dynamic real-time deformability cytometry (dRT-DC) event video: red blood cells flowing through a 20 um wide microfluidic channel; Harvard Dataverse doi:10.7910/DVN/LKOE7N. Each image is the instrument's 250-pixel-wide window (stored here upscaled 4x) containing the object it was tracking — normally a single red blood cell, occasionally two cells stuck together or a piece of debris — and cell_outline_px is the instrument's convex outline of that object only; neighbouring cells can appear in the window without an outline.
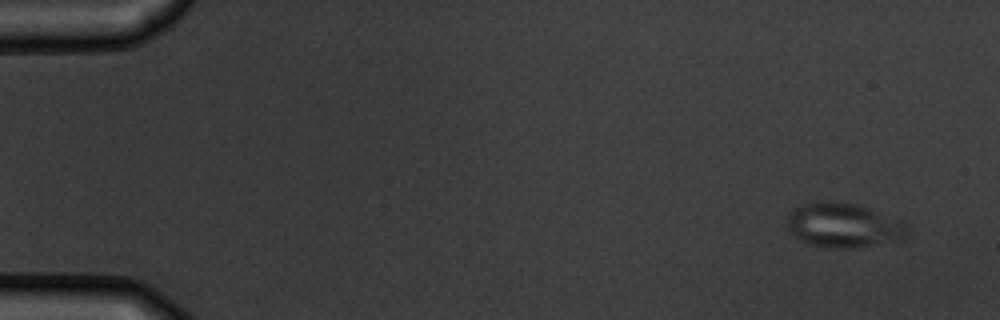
{"species": "common noctule bat (a hibernating species)", "species_latin": "Nyctalus noctula", "temperature_condition": "warm", "stored_images_in_passage": 5, "camera_frame_rate_fps": 3000, "um_per_image_px": 0.085, "animal": {"sex": "male", "body_mass_g": 19.5, "forearm_length_mm": 54.6}, "frame": {"image": 1, "passage_image": 1, "time_ms": 0.0, "image_size_px": [1000, 320], "cell_outline_px": [[908, 240], [860, 248], [840, 248], [812, 244], [800, 240], [788, 228], [788, 216], [796, 208], [804, 204], [820, 200], [828, 200], [852, 204], [868, 208], [904, 220], [908, 224]], "centroid_in_image_um": [71.84, 19.16], "position_along_channel_um": 13.2, "area_um2": 31.5}}